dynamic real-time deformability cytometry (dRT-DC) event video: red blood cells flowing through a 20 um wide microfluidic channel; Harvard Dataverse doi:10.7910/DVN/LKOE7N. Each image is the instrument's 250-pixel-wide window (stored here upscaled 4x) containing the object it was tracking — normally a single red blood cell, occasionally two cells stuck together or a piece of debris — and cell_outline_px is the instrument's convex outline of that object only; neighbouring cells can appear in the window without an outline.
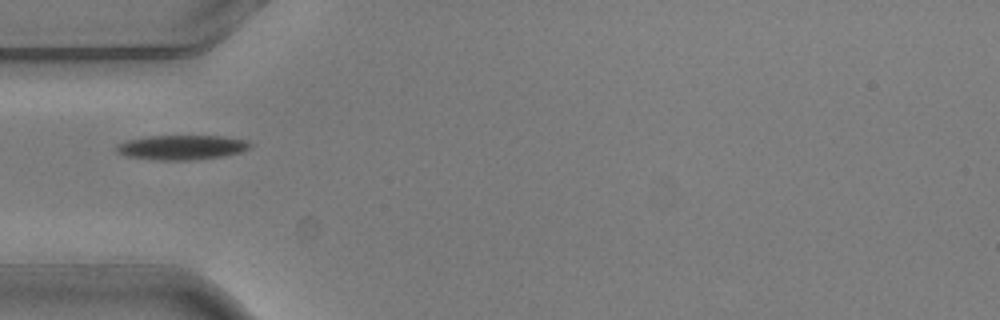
{"species": "common noctule bat (a hibernating species)", "species_latin": "Nyctalus noctula", "temperature_condition": "warm", "stored_images_in_passage": 3, "camera_frame_rate_fps": 3000, "um_per_image_px": 0.085, "animal": {"sex": "male", "body_mass_g": 20.5, "forearm_length_mm": 52.5}, "frame": {"image": 1, "passage_image": 1, "time_ms": 0.0, "image_size_px": [1000, 320], "cell_outline_px": [[252, 144], [248, 148], [240, 152], [224, 156], [188, 160], [160, 160], [124, 156], [116, 152], [112, 148], [116, 144], [128, 140], [148, 136], [224, 136], [248, 140]], "centroid_in_image_um": [15.4, 12.52], "position_along_channel_um": 69.6, "area_um2": 19.31}}
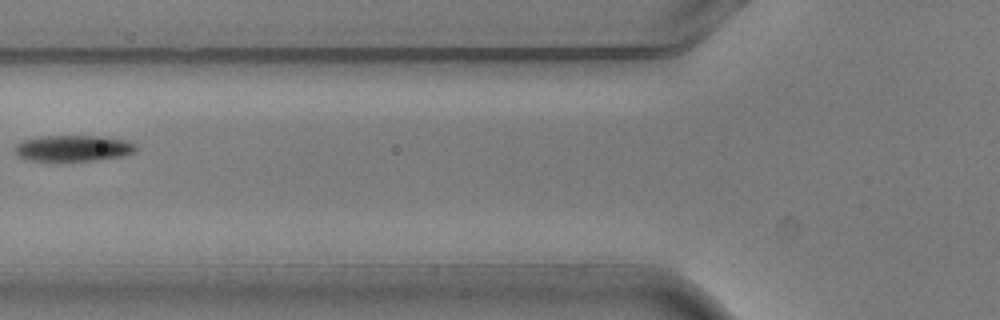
{"frame": {"image": 2, "passage_image": 2, "time_ms": 0.333, "image_size_px": [1000, 320], "cell_outline_px": [[136, 152], [124, 156], [96, 160], [28, 160], [16, 156], [12, 148], [16, 144], [24, 140], [44, 136], [104, 136], [128, 140], [136, 144]], "centroid_in_image_um": [6.24, 12.59], "position_along_channel_um": 119.6, "area_um2": 18.55}}
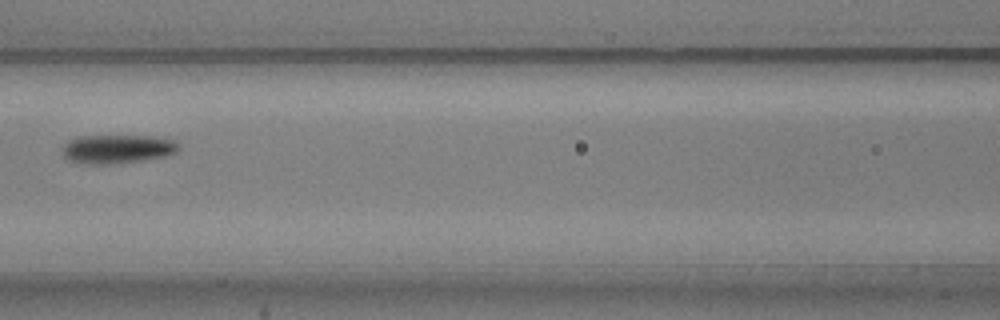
{"frame": {"image": 3, "passage_image": 3, "time_ms": 0.667, "image_size_px": [1000, 320], "cell_outline_px": [[180, 148], [176, 152], [164, 156], [140, 160], [104, 164], [84, 164], [68, 160], [64, 156], [64, 144], [68, 140], [80, 136], [152, 136], [172, 140], [180, 144]], "centroid_in_image_um": [9.96, 12.65], "position_along_channel_um": 156.6, "area_um2": 19.25}}